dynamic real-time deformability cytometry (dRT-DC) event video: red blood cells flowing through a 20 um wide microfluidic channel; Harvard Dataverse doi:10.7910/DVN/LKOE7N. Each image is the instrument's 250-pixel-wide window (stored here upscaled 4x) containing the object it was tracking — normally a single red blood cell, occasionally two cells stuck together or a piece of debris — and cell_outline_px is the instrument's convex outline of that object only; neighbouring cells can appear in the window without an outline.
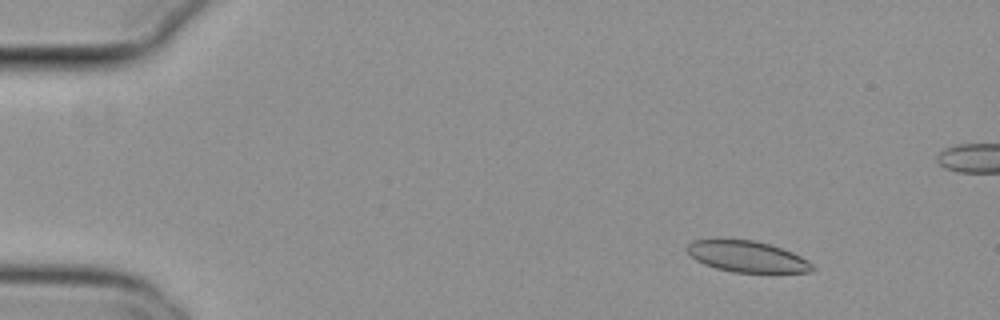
{"species": "common noctule bat (a hibernating species)", "species_latin": "Nyctalus noctula", "temperature_condition": "cold", "stored_images_in_passage": 56, "segment_of_instrument_passage": [1, 2], "camera_frame_rate_fps": 3000, "um_per_image_px": 0.085, "animal": {"sex": "female", "body_mass_g": 29.2, "forearm_length_mm": 56.3}, "frame": {"image": 1, "passage_image": 7, "time_ms": 2.0, "image_size_px": [1000, 320], "cell_outline_px": [[816, 268], [812, 272], [732, 272], [716, 268], [704, 264], [696, 260], [684, 248], [692, 240], [716, 236], [720, 236], [752, 240], [768, 244], [792, 252], [808, 260]], "centroid_in_image_um": [63.42, 21.76], "position_along_channel_um": 21.6, "area_um2": 23.41}}
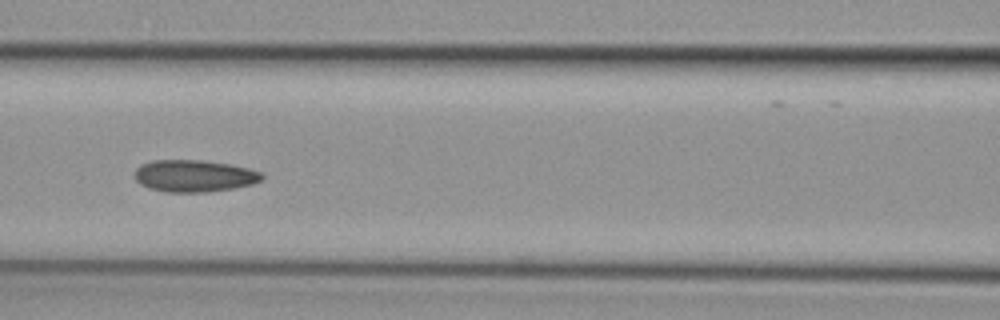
{"frame": {"image": 2, "passage_image": 25, "time_ms": 8.0, "image_size_px": [1000, 320], "cell_outline_px": [[264, 176], [260, 180], [252, 184], [232, 188], [208, 192], [164, 192], [148, 188], [140, 184], [136, 180], [136, 168], [140, 164], [152, 160], [200, 160], [228, 164], [248, 168], [260, 172]], "centroid_in_image_um": [16.47, 14.95], "position_along_channel_um": 150.1, "area_um2": 23.64}}
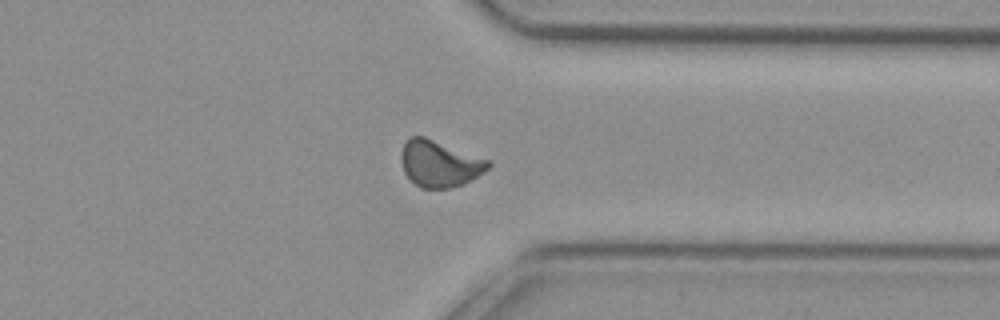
{"frame": {"image": 3, "passage_image": 43, "time_ms": 14.0, "image_size_px": [1000, 320], "cell_outline_px": [[492, 164], [484, 172], [464, 184], [448, 188], [420, 188], [404, 172], [400, 160], [400, 152], [408, 136], [424, 136], [488, 160]], "centroid_in_image_um": [37.33, 13.91], "position_along_channel_um": 374.1, "area_um2": 23.41}}